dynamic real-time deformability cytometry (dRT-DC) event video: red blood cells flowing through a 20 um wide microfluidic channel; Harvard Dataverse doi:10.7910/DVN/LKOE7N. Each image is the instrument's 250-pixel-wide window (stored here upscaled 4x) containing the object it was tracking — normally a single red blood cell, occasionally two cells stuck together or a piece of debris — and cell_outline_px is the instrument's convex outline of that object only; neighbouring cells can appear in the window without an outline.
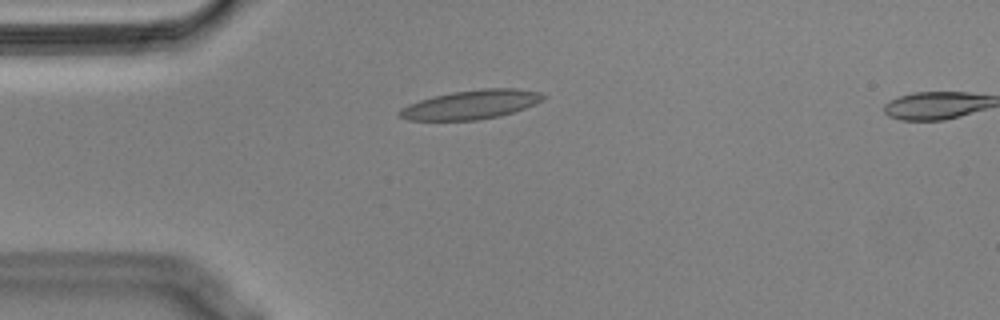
{"species": "Egyptian fruit bat (a non-hibernating species)", "species_latin": "Rousettus aegyptiacus", "temperature_condition": "cold", "stored_images_in_passage": 56, "camera_frame_rate_fps": 3000, "um_per_image_px": 0.085, "animal": {"sex": "male"}, "frame": {"image": 1, "passage_image": 14, "time_ms": 4.333, "image_size_px": [1000, 320], "cell_outline_px": [[544, 100], [536, 104], [500, 116], [476, 120], [408, 120], [400, 116], [396, 112], [400, 108], [408, 104], [420, 100], [452, 92], [480, 88], [516, 88], [540, 92], [544, 96]], "centroid_in_image_um": [40.04, 8.88], "position_along_channel_um": 45.0, "area_um2": 24.28}}
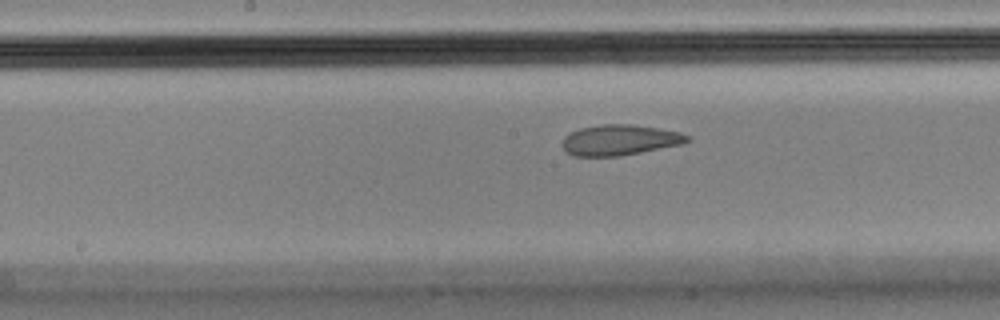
{"frame": {"image": 2, "passage_image": 28, "time_ms": 9.0, "image_size_px": [1000, 320], "cell_outline_px": [[692, 140], [684, 144], [620, 156], [572, 156], [560, 144], [564, 136], [580, 128], [600, 124], [632, 124], [680, 132], [688, 136]], "centroid_in_image_um": [52.68, 11.9], "position_along_channel_um": 195.5, "area_um2": 22.37}}
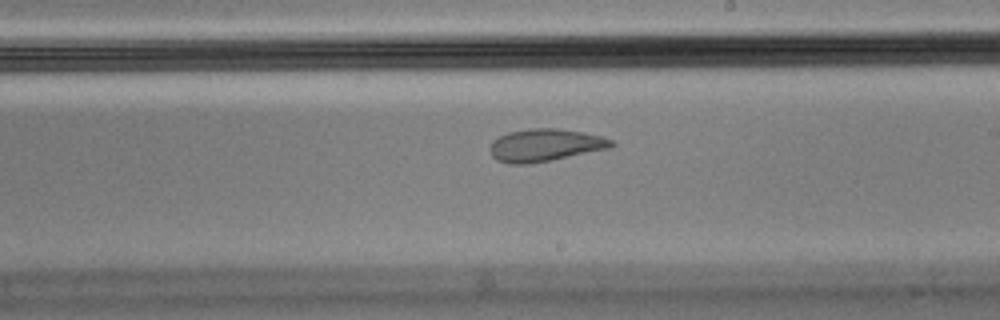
{"frame": {"image": 3, "passage_image": 32, "time_ms": 10.333, "image_size_px": [1000, 320], "cell_outline_px": [[616, 144], [608, 148], [528, 164], [508, 164], [496, 160], [492, 156], [492, 140], [508, 132], [532, 128], [556, 128], [584, 132], [604, 136], [612, 140]], "centroid_in_image_um": [46.33, 12.32], "position_along_channel_um": 242.7, "area_um2": 22.72}}